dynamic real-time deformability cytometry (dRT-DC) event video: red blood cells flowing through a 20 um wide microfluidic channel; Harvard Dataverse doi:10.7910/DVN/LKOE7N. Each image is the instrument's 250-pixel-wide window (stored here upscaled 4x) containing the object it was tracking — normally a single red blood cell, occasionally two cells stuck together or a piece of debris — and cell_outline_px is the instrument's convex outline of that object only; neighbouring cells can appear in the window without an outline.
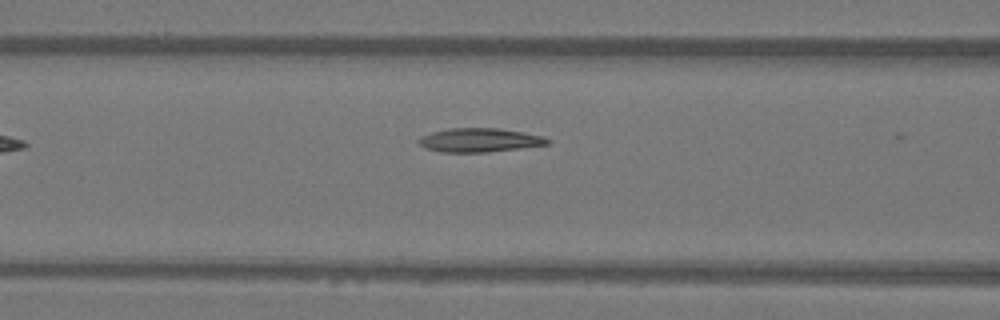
{"species": "Egyptian fruit bat (a non-hibernating species)", "species_latin": "Rousettus aegyptiacus", "temperature_condition": "warm", "stored_images_in_passage": 6, "camera_frame_rate_fps": 3000, "um_per_image_px": 0.085, "animal": {"sex": "female"}, "frame": {"image": 1, "passage_image": 6, "time_ms": 1.667, "image_size_px": [1000, 320], "cell_outline_px": [[552, 140], [548, 144], [520, 148], [488, 152], [440, 152], [424, 148], [416, 140], [420, 136], [432, 132], [448, 128], [496, 128], [524, 132], [540, 136]], "centroid_in_image_um": [40.71, 11.91], "position_along_channel_um": 125.9, "area_um2": 17.92}}